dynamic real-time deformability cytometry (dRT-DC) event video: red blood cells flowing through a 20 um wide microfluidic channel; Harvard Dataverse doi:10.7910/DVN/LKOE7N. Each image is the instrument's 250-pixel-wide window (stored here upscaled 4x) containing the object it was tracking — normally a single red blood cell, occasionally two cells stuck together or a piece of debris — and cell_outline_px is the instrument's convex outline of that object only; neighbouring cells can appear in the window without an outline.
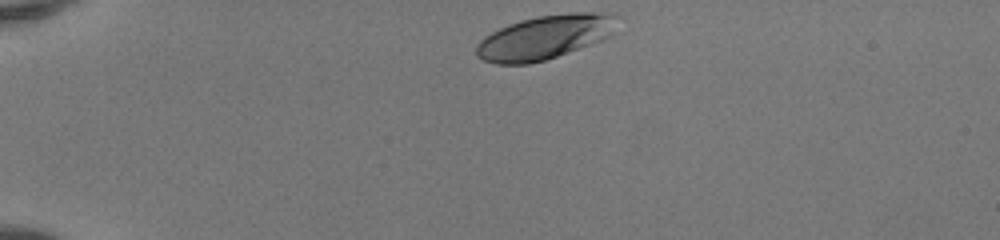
{"species": "human", "species_latin": "Homo sapiens", "temperature_condition": "room temperature", "stored_images_in_passage": 35, "camera_frame_rate_fps": 3000, "um_per_image_px": 0.085, "donor": {"sex": "female"}, "frame": {"image": 1, "passage_image": 1, "time_ms": 0.0, "image_size_px": [1000, 240], "cell_outline_px": [[620, 16], [612, 36], [604, 40], [544, 60], [528, 64], [496, 64], [484, 60], [476, 56], [476, 44], [484, 36], [508, 24], [520, 20], [536, 16], [572, 12], [616, 12]], "centroid_in_image_um": [46.38, 3.14], "position_along_channel_um": 38.6, "area_um2": 36.7}}
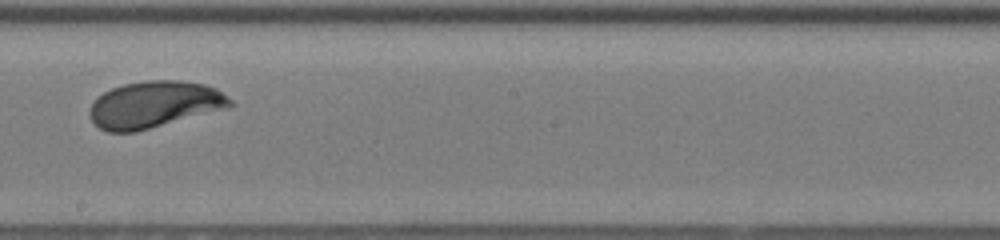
{"frame": {"image": 2, "passage_image": 20, "time_ms": 6.333, "image_size_px": [1000, 240], "cell_outline_px": [[236, 104], [228, 108], [136, 132], [108, 132], [100, 128], [92, 120], [88, 112], [92, 104], [104, 92], [112, 88], [124, 84], [144, 80], [180, 80], [204, 84], [216, 88], [232, 100]], "centroid_in_image_um": [13.15, 8.88], "position_along_channel_um": 235.0, "area_um2": 38.21}}
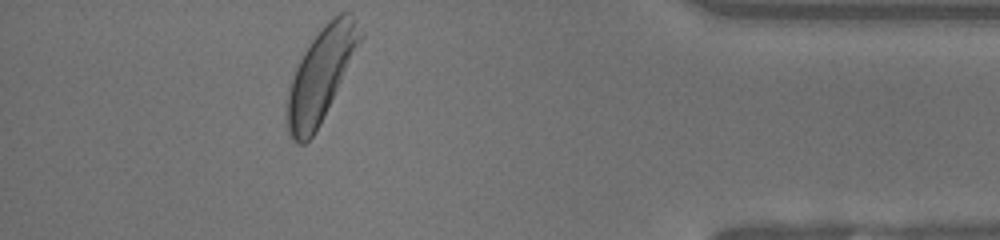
{"frame": {"image": 3, "passage_image": 35, "time_ms": 11.333, "image_size_px": [1000, 240], "cell_outline_px": [[364, 36], [316, 132], [304, 144], [296, 144], [292, 140], [288, 132], [288, 92], [296, 68], [304, 52], [312, 40], [328, 20], [332, 16], [340, 12], [352, 12], [364, 32]], "centroid_in_image_um": [27.32, 6.32], "position_along_channel_um": 407.9, "area_um2": 38.96}, "authors_computed_cell_mechanics": {"area_um2": 37.1076, "velocity_mm_per_s": 4.1136, "shape_relaxation_time_tau1_ms": 2.4008, "shape_relaxation_time_tau2_ms": null, "deformation_change_tau1": 0.1479, "deformation_change_tau2": null}}